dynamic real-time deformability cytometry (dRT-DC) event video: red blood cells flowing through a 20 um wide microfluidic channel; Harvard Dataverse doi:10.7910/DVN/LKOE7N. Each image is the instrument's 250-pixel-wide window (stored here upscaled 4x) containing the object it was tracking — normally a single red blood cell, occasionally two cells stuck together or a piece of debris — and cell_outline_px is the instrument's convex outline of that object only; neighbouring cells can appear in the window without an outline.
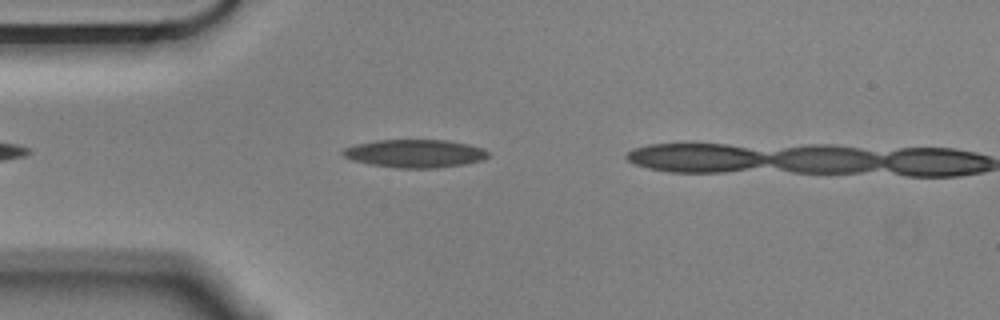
{"species": "Egyptian fruit bat (a non-hibernating species)", "species_latin": "Rousettus aegyptiacus", "temperature_condition": "cold", "stored_images_in_passage": 7, "camera_frame_rate_fps": 3000, "um_per_image_px": 0.085, "animal": {"sex": "male"}, "frame": {"image": 1, "passage_image": 6, "time_ms": 1.667, "image_size_px": [1000, 320], "cell_outline_px": [[488, 156], [484, 160], [464, 164], [436, 168], [400, 168], [372, 164], [352, 160], [344, 156], [340, 152], [344, 148], [356, 144], [376, 140], [448, 140], [468, 144], [484, 148], [488, 152]], "centroid_in_image_um": [35.29, 13.04], "position_along_channel_um": 49.7, "area_um2": 23.76}}